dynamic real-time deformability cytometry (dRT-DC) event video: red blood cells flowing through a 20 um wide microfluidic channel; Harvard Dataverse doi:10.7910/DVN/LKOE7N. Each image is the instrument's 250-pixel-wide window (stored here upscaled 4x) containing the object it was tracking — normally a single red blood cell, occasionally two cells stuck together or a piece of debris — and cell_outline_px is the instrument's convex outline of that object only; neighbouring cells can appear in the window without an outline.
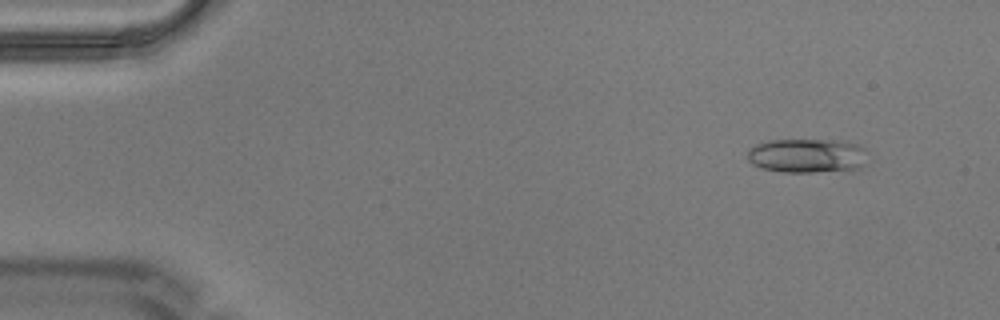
{"species": "Egyptian fruit bat (a non-hibernating species)", "species_latin": "Rousettus aegyptiacus", "temperature_condition": "warm", "stored_images_in_passage": 6, "camera_frame_rate_fps": 3000, "um_per_image_px": 0.085, "animal": {"sex": "male"}, "frame": {"image": 1, "passage_image": 2, "time_ms": 0.333, "image_size_px": [1000, 320], "cell_outline_px": [[868, 164], [860, 168], [812, 172], [780, 172], [760, 168], [752, 164], [748, 160], [748, 148], [756, 144], [768, 140], [844, 140], [856, 144], [864, 148]], "centroid_in_image_um": [68.6, 13.23], "position_along_channel_um": 16.4, "area_um2": 24.28}}